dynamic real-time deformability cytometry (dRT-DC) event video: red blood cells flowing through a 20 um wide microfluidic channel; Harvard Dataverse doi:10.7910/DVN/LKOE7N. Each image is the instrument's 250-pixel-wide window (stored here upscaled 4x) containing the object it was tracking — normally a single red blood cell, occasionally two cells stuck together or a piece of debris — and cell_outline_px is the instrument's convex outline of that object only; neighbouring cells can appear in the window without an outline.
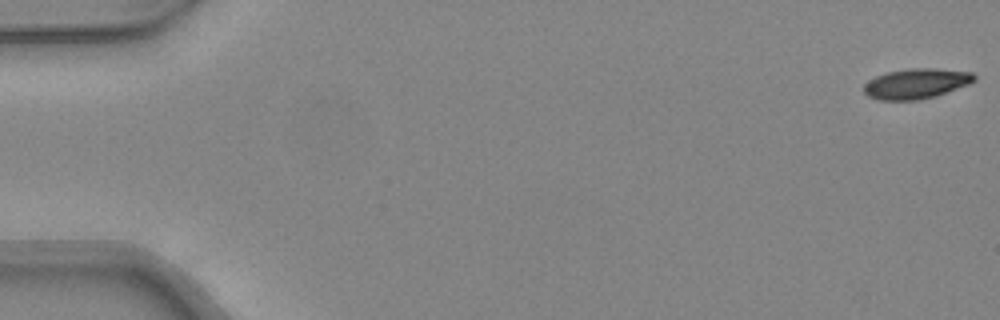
{"species": "common noctule bat (a hibernating species)", "species_latin": "Nyctalus noctula", "temperature_condition": "warm", "stored_images_in_passage": 16, "camera_frame_rate_fps": 3000, "um_per_image_px": 0.085, "animal": {"sex": "female", "body_mass_g": 24.6, "forearm_length_mm": 56.2}, "frame": {"image": 1, "passage_image": 1, "time_ms": 0.0, "image_size_px": [1000, 320], "cell_outline_px": [[976, 80], [968, 84], [936, 96], [920, 100], [876, 100], [868, 96], [864, 92], [864, 84], [868, 80], [876, 76], [888, 72], [912, 68], [936, 68], [972, 72], [976, 76]], "centroid_in_image_um": [77.87, 7.11], "position_along_channel_um": 7.1, "area_um2": 19.48}}
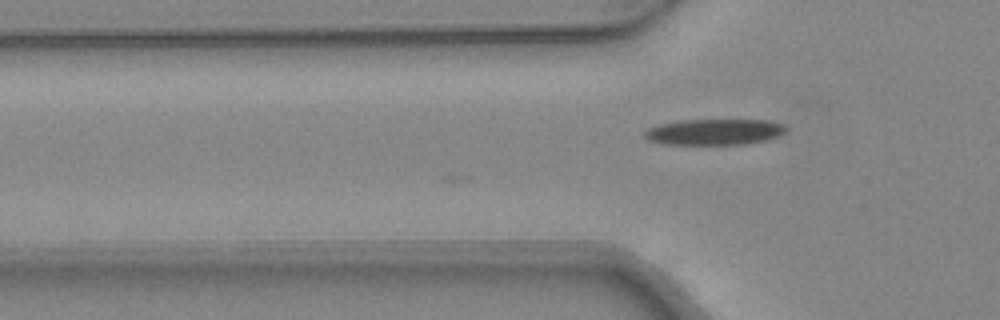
{"frame": {"image": 2, "passage_image": 16, "time_ms": 5.0, "image_size_px": [1000, 320], "cell_outline_px": [[788, 128], [780, 136], [764, 140], [744, 144], [664, 144], [648, 140], [644, 136], [644, 132], [648, 128], [656, 124], [680, 120], [768, 120], [784, 124]], "centroid_in_image_um": [60.71, 11.2], "position_along_channel_um": 65.1, "area_um2": 21.5}}